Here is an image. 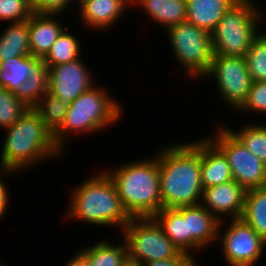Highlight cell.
Segmentation results:
<instances>
[{
  "mask_svg": "<svg viewBox=\"0 0 266 266\" xmlns=\"http://www.w3.org/2000/svg\"><path fill=\"white\" fill-rule=\"evenodd\" d=\"M79 52V41L64 28L42 60L49 68L78 59Z\"/></svg>",
  "mask_w": 266,
  "mask_h": 266,
  "instance_id": "obj_25",
  "label": "cell"
},
{
  "mask_svg": "<svg viewBox=\"0 0 266 266\" xmlns=\"http://www.w3.org/2000/svg\"><path fill=\"white\" fill-rule=\"evenodd\" d=\"M68 106L47 91L33 108L39 113L46 127L54 134L62 126Z\"/></svg>",
  "mask_w": 266,
  "mask_h": 266,
  "instance_id": "obj_26",
  "label": "cell"
},
{
  "mask_svg": "<svg viewBox=\"0 0 266 266\" xmlns=\"http://www.w3.org/2000/svg\"><path fill=\"white\" fill-rule=\"evenodd\" d=\"M122 266H142V265L127 259Z\"/></svg>",
  "mask_w": 266,
  "mask_h": 266,
  "instance_id": "obj_37",
  "label": "cell"
},
{
  "mask_svg": "<svg viewBox=\"0 0 266 266\" xmlns=\"http://www.w3.org/2000/svg\"><path fill=\"white\" fill-rule=\"evenodd\" d=\"M33 13L32 4L27 0H0V21L24 22Z\"/></svg>",
  "mask_w": 266,
  "mask_h": 266,
  "instance_id": "obj_31",
  "label": "cell"
},
{
  "mask_svg": "<svg viewBox=\"0 0 266 266\" xmlns=\"http://www.w3.org/2000/svg\"><path fill=\"white\" fill-rule=\"evenodd\" d=\"M105 171L116 186L123 208L131 218L153 217L162 209L158 155Z\"/></svg>",
  "mask_w": 266,
  "mask_h": 266,
  "instance_id": "obj_3",
  "label": "cell"
},
{
  "mask_svg": "<svg viewBox=\"0 0 266 266\" xmlns=\"http://www.w3.org/2000/svg\"><path fill=\"white\" fill-rule=\"evenodd\" d=\"M145 8L154 21L162 23L165 28L186 21V0H133Z\"/></svg>",
  "mask_w": 266,
  "mask_h": 266,
  "instance_id": "obj_20",
  "label": "cell"
},
{
  "mask_svg": "<svg viewBox=\"0 0 266 266\" xmlns=\"http://www.w3.org/2000/svg\"><path fill=\"white\" fill-rule=\"evenodd\" d=\"M29 107L13 92L0 87V126L7 128L12 126Z\"/></svg>",
  "mask_w": 266,
  "mask_h": 266,
  "instance_id": "obj_30",
  "label": "cell"
},
{
  "mask_svg": "<svg viewBox=\"0 0 266 266\" xmlns=\"http://www.w3.org/2000/svg\"><path fill=\"white\" fill-rule=\"evenodd\" d=\"M0 35V62L11 57L30 55L28 20L10 23Z\"/></svg>",
  "mask_w": 266,
  "mask_h": 266,
  "instance_id": "obj_22",
  "label": "cell"
},
{
  "mask_svg": "<svg viewBox=\"0 0 266 266\" xmlns=\"http://www.w3.org/2000/svg\"><path fill=\"white\" fill-rule=\"evenodd\" d=\"M241 143L266 165V125H248L240 132L229 129Z\"/></svg>",
  "mask_w": 266,
  "mask_h": 266,
  "instance_id": "obj_29",
  "label": "cell"
},
{
  "mask_svg": "<svg viewBox=\"0 0 266 266\" xmlns=\"http://www.w3.org/2000/svg\"><path fill=\"white\" fill-rule=\"evenodd\" d=\"M48 91V72H34L28 74L13 94L23 101L29 108H33Z\"/></svg>",
  "mask_w": 266,
  "mask_h": 266,
  "instance_id": "obj_27",
  "label": "cell"
},
{
  "mask_svg": "<svg viewBox=\"0 0 266 266\" xmlns=\"http://www.w3.org/2000/svg\"><path fill=\"white\" fill-rule=\"evenodd\" d=\"M34 72H48L42 58L31 54L11 57L0 62V87L14 92L24 80L28 79V74Z\"/></svg>",
  "mask_w": 266,
  "mask_h": 266,
  "instance_id": "obj_17",
  "label": "cell"
},
{
  "mask_svg": "<svg viewBox=\"0 0 266 266\" xmlns=\"http://www.w3.org/2000/svg\"><path fill=\"white\" fill-rule=\"evenodd\" d=\"M206 76L215 78L229 106L240 109L246 102L252 80L245 57L214 54Z\"/></svg>",
  "mask_w": 266,
  "mask_h": 266,
  "instance_id": "obj_10",
  "label": "cell"
},
{
  "mask_svg": "<svg viewBox=\"0 0 266 266\" xmlns=\"http://www.w3.org/2000/svg\"><path fill=\"white\" fill-rule=\"evenodd\" d=\"M241 109L266 113V81L252 82L246 102L239 110Z\"/></svg>",
  "mask_w": 266,
  "mask_h": 266,
  "instance_id": "obj_32",
  "label": "cell"
},
{
  "mask_svg": "<svg viewBox=\"0 0 266 266\" xmlns=\"http://www.w3.org/2000/svg\"><path fill=\"white\" fill-rule=\"evenodd\" d=\"M70 200L68 218L75 217L94 225H118L122 230L131 219L105 171L79 185Z\"/></svg>",
  "mask_w": 266,
  "mask_h": 266,
  "instance_id": "obj_4",
  "label": "cell"
},
{
  "mask_svg": "<svg viewBox=\"0 0 266 266\" xmlns=\"http://www.w3.org/2000/svg\"><path fill=\"white\" fill-rule=\"evenodd\" d=\"M152 218L178 250L187 254V227L186 220H184V207L162 208Z\"/></svg>",
  "mask_w": 266,
  "mask_h": 266,
  "instance_id": "obj_21",
  "label": "cell"
},
{
  "mask_svg": "<svg viewBox=\"0 0 266 266\" xmlns=\"http://www.w3.org/2000/svg\"><path fill=\"white\" fill-rule=\"evenodd\" d=\"M241 219L266 242V186L246 191Z\"/></svg>",
  "mask_w": 266,
  "mask_h": 266,
  "instance_id": "obj_23",
  "label": "cell"
},
{
  "mask_svg": "<svg viewBox=\"0 0 266 266\" xmlns=\"http://www.w3.org/2000/svg\"><path fill=\"white\" fill-rule=\"evenodd\" d=\"M173 53L191 76H205L214 56L211 33L184 21L168 29Z\"/></svg>",
  "mask_w": 266,
  "mask_h": 266,
  "instance_id": "obj_8",
  "label": "cell"
},
{
  "mask_svg": "<svg viewBox=\"0 0 266 266\" xmlns=\"http://www.w3.org/2000/svg\"><path fill=\"white\" fill-rule=\"evenodd\" d=\"M66 264L65 266H89L88 259L81 252H78V254Z\"/></svg>",
  "mask_w": 266,
  "mask_h": 266,
  "instance_id": "obj_36",
  "label": "cell"
},
{
  "mask_svg": "<svg viewBox=\"0 0 266 266\" xmlns=\"http://www.w3.org/2000/svg\"><path fill=\"white\" fill-rule=\"evenodd\" d=\"M123 230L128 260L140 265L171 259L182 253L152 217L131 218Z\"/></svg>",
  "mask_w": 266,
  "mask_h": 266,
  "instance_id": "obj_7",
  "label": "cell"
},
{
  "mask_svg": "<svg viewBox=\"0 0 266 266\" xmlns=\"http://www.w3.org/2000/svg\"><path fill=\"white\" fill-rule=\"evenodd\" d=\"M162 208H179L200 204L201 140L174 144L158 155Z\"/></svg>",
  "mask_w": 266,
  "mask_h": 266,
  "instance_id": "obj_1",
  "label": "cell"
},
{
  "mask_svg": "<svg viewBox=\"0 0 266 266\" xmlns=\"http://www.w3.org/2000/svg\"><path fill=\"white\" fill-rule=\"evenodd\" d=\"M246 191L235 180L204 188L202 205L220 220L223 214L230 215L232 219H240L244 210Z\"/></svg>",
  "mask_w": 266,
  "mask_h": 266,
  "instance_id": "obj_13",
  "label": "cell"
},
{
  "mask_svg": "<svg viewBox=\"0 0 266 266\" xmlns=\"http://www.w3.org/2000/svg\"><path fill=\"white\" fill-rule=\"evenodd\" d=\"M27 1H29L31 4H33V3H34V0H27Z\"/></svg>",
  "mask_w": 266,
  "mask_h": 266,
  "instance_id": "obj_38",
  "label": "cell"
},
{
  "mask_svg": "<svg viewBox=\"0 0 266 266\" xmlns=\"http://www.w3.org/2000/svg\"><path fill=\"white\" fill-rule=\"evenodd\" d=\"M191 254L181 253L171 259L156 260L142 264V266H197Z\"/></svg>",
  "mask_w": 266,
  "mask_h": 266,
  "instance_id": "obj_34",
  "label": "cell"
},
{
  "mask_svg": "<svg viewBox=\"0 0 266 266\" xmlns=\"http://www.w3.org/2000/svg\"><path fill=\"white\" fill-rule=\"evenodd\" d=\"M88 69L81 58L48 68V92L66 104L93 86Z\"/></svg>",
  "mask_w": 266,
  "mask_h": 266,
  "instance_id": "obj_12",
  "label": "cell"
},
{
  "mask_svg": "<svg viewBox=\"0 0 266 266\" xmlns=\"http://www.w3.org/2000/svg\"><path fill=\"white\" fill-rule=\"evenodd\" d=\"M121 109L105 89L92 86L69 104L62 126L53 134L55 144L62 151L67 134L94 133L110 126L121 116Z\"/></svg>",
  "mask_w": 266,
  "mask_h": 266,
  "instance_id": "obj_5",
  "label": "cell"
},
{
  "mask_svg": "<svg viewBox=\"0 0 266 266\" xmlns=\"http://www.w3.org/2000/svg\"><path fill=\"white\" fill-rule=\"evenodd\" d=\"M227 157L233 180L246 190L266 186V165L225 127L210 139ZM215 140V141H214Z\"/></svg>",
  "mask_w": 266,
  "mask_h": 266,
  "instance_id": "obj_9",
  "label": "cell"
},
{
  "mask_svg": "<svg viewBox=\"0 0 266 266\" xmlns=\"http://www.w3.org/2000/svg\"><path fill=\"white\" fill-rule=\"evenodd\" d=\"M122 244L116 246L103 241L80 252L88 259L89 266H122L128 259L125 240Z\"/></svg>",
  "mask_w": 266,
  "mask_h": 266,
  "instance_id": "obj_24",
  "label": "cell"
},
{
  "mask_svg": "<svg viewBox=\"0 0 266 266\" xmlns=\"http://www.w3.org/2000/svg\"><path fill=\"white\" fill-rule=\"evenodd\" d=\"M73 0H34L33 12L36 13H61Z\"/></svg>",
  "mask_w": 266,
  "mask_h": 266,
  "instance_id": "obj_33",
  "label": "cell"
},
{
  "mask_svg": "<svg viewBox=\"0 0 266 266\" xmlns=\"http://www.w3.org/2000/svg\"><path fill=\"white\" fill-rule=\"evenodd\" d=\"M53 15L57 13L34 12L28 19L30 51L35 57L43 58L64 29Z\"/></svg>",
  "mask_w": 266,
  "mask_h": 266,
  "instance_id": "obj_15",
  "label": "cell"
},
{
  "mask_svg": "<svg viewBox=\"0 0 266 266\" xmlns=\"http://www.w3.org/2000/svg\"><path fill=\"white\" fill-rule=\"evenodd\" d=\"M8 200L9 197L6 184L3 182L2 178H0V217H2L6 212Z\"/></svg>",
  "mask_w": 266,
  "mask_h": 266,
  "instance_id": "obj_35",
  "label": "cell"
},
{
  "mask_svg": "<svg viewBox=\"0 0 266 266\" xmlns=\"http://www.w3.org/2000/svg\"><path fill=\"white\" fill-rule=\"evenodd\" d=\"M238 0H186V21L212 32L219 20Z\"/></svg>",
  "mask_w": 266,
  "mask_h": 266,
  "instance_id": "obj_18",
  "label": "cell"
},
{
  "mask_svg": "<svg viewBox=\"0 0 266 266\" xmlns=\"http://www.w3.org/2000/svg\"><path fill=\"white\" fill-rule=\"evenodd\" d=\"M256 8L251 0H238L228 9L211 32L214 54L245 56L262 17Z\"/></svg>",
  "mask_w": 266,
  "mask_h": 266,
  "instance_id": "obj_6",
  "label": "cell"
},
{
  "mask_svg": "<svg viewBox=\"0 0 266 266\" xmlns=\"http://www.w3.org/2000/svg\"><path fill=\"white\" fill-rule=\"evenodd\" d=\"M233 180L231 168L224 153L210 140H201V182L203 188Z\"/></svg>",
  "mask_w": 266,
  "mask_h": 266,
  "instance_id": "obj_16",
  "label": "cell"
},
{
  "mask_svg": "<svg viewBox=\"0 0 266 266\" xmlns=\"http://www.w3.org/2000/svg\"><path fill=\"white\" fill-rule=\"evenodd\" d=\"M3 144L1 166L6 173L35 165L44 158L59 155L52 132L34 108L27 111L10 127ZM26 166V167H25Z\"/></svg>",
  "mask_w": 266,
  "mask_h": 266,
  "instance_id": "obj_2",
  "label": "cell"
},
{
  "mask_svg": "<svg viewBox=\"0 0 266 266\" xmlns=\"http://www.w3.org/2000/svg\"><path fill=\"white\" fill-rule=\"evenodd\" d=\"M184 220L187 227V254L192 249L205 247L208 242L215 240L222 224V220L211 214L202 203L185 206Z\"/></svg>",
  "mask_w": 266,
  "mask_h": 266,
  "instance_id": "obj_14",
  "label": "cell"
},
{
  "mask_svg": "<svg viewBox=\"0 0 266 266\" xmlns=\"http://www.w3.org/2000/svg\"><path fill=\"white\" fill-rule=\"evenodd\" d=\"M252 82L266 81V34H257L245 54Z\"/></svg>",
  "mask_w": 266,
  "mask_h": 266,
  "instance_id": "obj_28",
  "label": "cell"
},
{
  "mask_svg": "<svg viewBox=\"0 0 266 266\" xmlns=\"http://www.w3.org/2000/svg\"><path fill=\"white\" fill-rule=\"evenodd\" d=\"M221 237L222 251L230 266H253L266 246L263 238L241 218L232 219Z\"/></svg>",
  "mask_w": 266,
  "mask_h": 266,
  "instance_id": "obj_11",
  "label": "cell"
},
{
  "mask_svg": "<svg viewBox=\"0 0 266 266\" xmlns=\"http://www.w3.org/2000/svg\"><path fill=\"white\" fill-rule=\"evenodd\" d=\"M130 2L129 0H85L80 3V16L86 25L103 29L119 20Z\"/></svg>",
  "mask_w": 266,
  "mask_h": 266,
  "instance_id": "obj_19",
  "label": "cell"
}]
</instances>
